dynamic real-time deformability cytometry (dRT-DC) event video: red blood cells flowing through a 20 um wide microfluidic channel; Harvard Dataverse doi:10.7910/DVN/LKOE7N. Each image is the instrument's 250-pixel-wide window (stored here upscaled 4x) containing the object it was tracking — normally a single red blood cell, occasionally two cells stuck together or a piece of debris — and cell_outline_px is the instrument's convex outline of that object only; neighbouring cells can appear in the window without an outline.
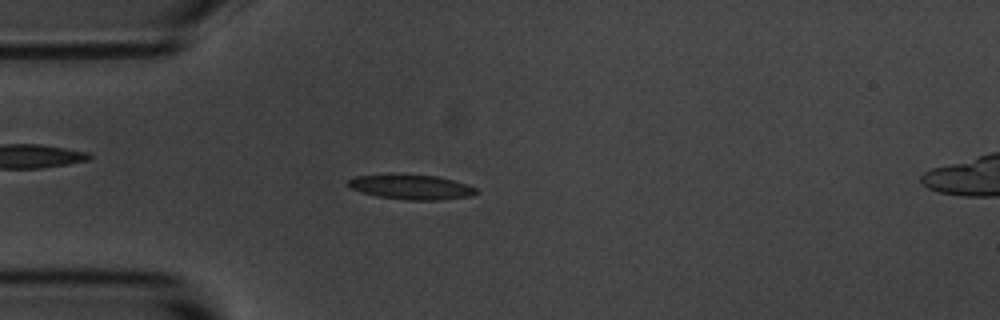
{"species": "common noctule bat (a hibernating species)", "species_latin": "Nyctalus noctula", "temperature_condition": "room temperature", "stored_images_in_passage": 6, "camera_frame_rate_fps": 3000, "um_per_image_px": 0.085, "animal": {"sex": "male", "body_mass_g": 20.1, "forearm_length_mm": 53.5}, "frame": {"image": 1, "passage_image": 4, "time_ms": 3.667, "image_size_px": [1000, 320], "cell_outline_px": [[480, 192], [472, 196], [440, 200], [408, 200], [376, 196], [352, 188], [348, 184], [348, 180], [356, 176], [436, 176], [468, 184], [476, 188]], "centroid_in_image_um": [35.07, 15.93], "position_along_channel_um": 49.9, "area_um2": 17.8}}